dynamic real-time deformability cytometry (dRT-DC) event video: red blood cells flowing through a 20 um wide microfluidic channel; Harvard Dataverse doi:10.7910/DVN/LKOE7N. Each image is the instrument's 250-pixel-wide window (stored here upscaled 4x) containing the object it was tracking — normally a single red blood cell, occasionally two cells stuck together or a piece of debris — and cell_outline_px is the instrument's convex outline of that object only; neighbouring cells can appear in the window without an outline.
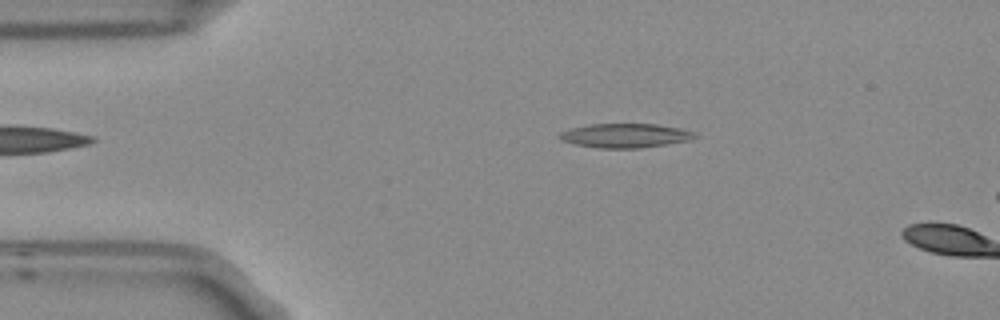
{"species": "Egyptian fruit bat (a non-hibernating species)", "species_latin": "Rousettus aegyptiacus", "temperature_condition": "room temperature", "stored_images_in_passage": 2, "camera_frame_rate_fps": 3000, "um_per_image_px": 0.085, "frame": {"image": 1, "passage_image": 1, "time_ms": 0.0, "image_size_px": [1000, 320], "cell_outline_px": [[700, 136], [688, 140], [668, 144], [640, 148], [600, 148], [576, 144], [560, 140], [560, 132], [568, 128], [588, 124], [656, 124], [680, 128], [696, 132]], "centroid_in_image_um": [53.17, 11.52], "position_along_channel_um": 31.8, "area_um2": 19.13}}